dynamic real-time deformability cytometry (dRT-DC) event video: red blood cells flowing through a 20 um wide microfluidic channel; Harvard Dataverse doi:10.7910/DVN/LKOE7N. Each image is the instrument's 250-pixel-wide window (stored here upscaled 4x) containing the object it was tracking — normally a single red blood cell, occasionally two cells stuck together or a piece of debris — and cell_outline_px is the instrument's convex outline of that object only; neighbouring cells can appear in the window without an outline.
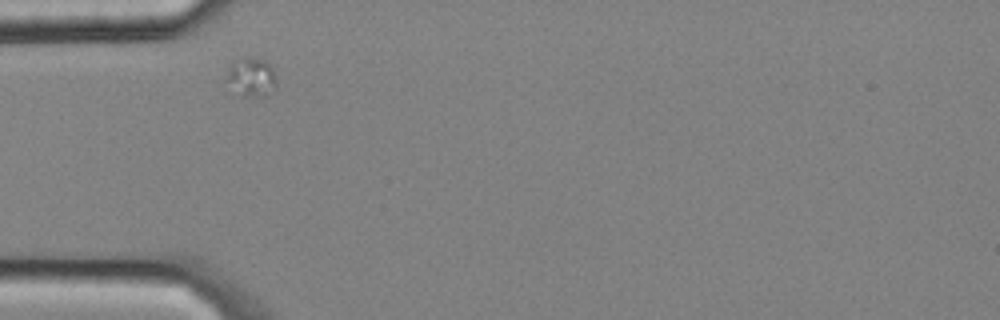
{"species": "common noctule bat (a hibernating species)", "species_latin": "Nyctalus noctula", "temperature_condition": "cold", "stored_images_in_passage": 2, "camera_frame_rate_fps": 3000, "um_per_image_px": 0.085, "animal": {"sex": "male", "body_mass_g": 20.4}, "frame": {"image": 1, "passage_image": 1, "time_ms": 0.0, "image_size_px": [1000, 320], "cell_outline_px": [[276, 88], [268, 96], [244, 96], [240, 92], [228, 76], [228, 72], [232, 64], [244, 60], [264, 60], [272, 68], [276, 76]], "centroid_in_image_um": [21.52, 6.61], "position_along_channel_um": 63.5, "area_um2": 10.17}}